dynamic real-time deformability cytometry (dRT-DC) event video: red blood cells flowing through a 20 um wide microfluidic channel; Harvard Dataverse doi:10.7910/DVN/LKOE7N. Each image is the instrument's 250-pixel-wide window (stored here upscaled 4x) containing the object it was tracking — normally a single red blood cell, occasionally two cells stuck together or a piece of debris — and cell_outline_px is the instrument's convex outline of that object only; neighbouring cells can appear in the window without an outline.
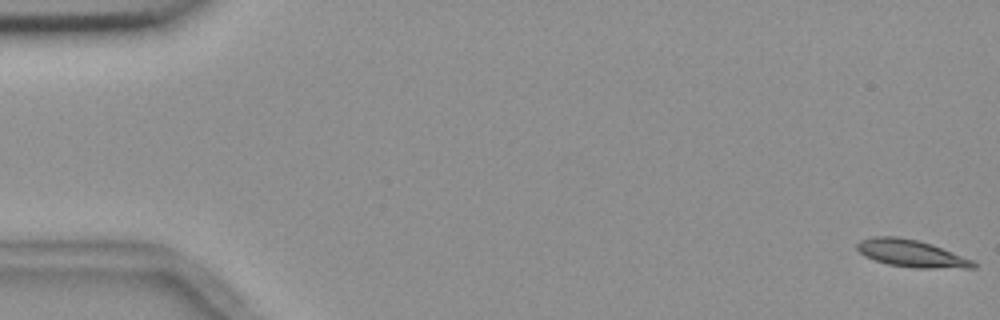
{"species": "common noctule bat (a hibernating species)", "species_latin": "Nyctalus noctula", "temperature_condition": "room temperature", "stored_images_in_passage": 15, "camera_frame_rate_fps": 3000, "um_per_image_px": 0.085, "animal": {"sex": "female", "body_mass_g": 18.4}, "frame": {"image": 1, "passage_image": 1, "time_ms": 0.0, "image_size_px": [1000, 320], "cell_outline_px": [[976, 268], [916, 268], [888, 264], [864, 256], [856, 248], [856, 244], [860, 240], [872, 236], [896, 236], [916, 240], [932, 244], [976, 260]], "centroid_in_image_um": [77.5, 21.54], "position_along_channel_um": 7.5, "area_um2": 18.61}}
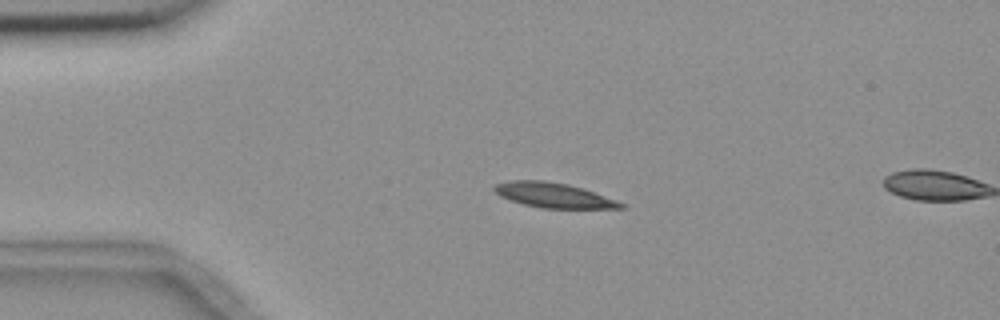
{"frame": {"image": 2, "passage_image": 13, "time_ms": 4.0, "image_size_px": [1000, 320], "cell_outline_px": [[628, 208], [540, 208], [524, 204], [500, 196], [492, 188], [496, 184], [512, 180], [544, 180], [568, 184], [584, 188], [616, 200], [624, 204]], "centroid_in_image_um": [47.07, 16.59], "position_along_channel_um": 37.9, "area_um2": 18.26}}